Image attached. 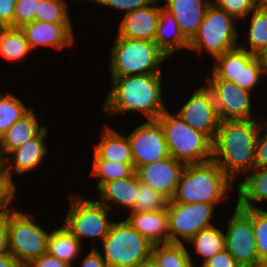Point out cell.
Returning a JSON list of instances; mask_svg holds the SVG:
<instances>
[{
  "mask_svg": "<svg viewBox=\"0 0 267 267\" xmlns=\"http://www.w3.org/2000/svg\"><path fill=\"white\" fill-rule=\"evenodd\" d=\"M110 79H112L111 89L101 108L108 116L142 112L147 120H157L167 109L162 97L161 73Z\"/></svg>",
  "mask_w": 267,
  "mask_h": 267,
  "instance_id": "obj_1",
  "label": "cell"
},
{
  "mask_svg": "<svg viewBox=\"0 0 267 267\" xmlns=\"http://www.w3.org/2000/svg\"><path fill=\"white\" fill-rule=\"evenodd\" d=\"M261 121L262 118L220 121L212 142L213 160L233 182L238 175H246L254 169Z\"/></svg>",
  "mask_w": 267,
  "mask_h": 267,
  "instance_id": "obj_2",
  "label": "cell"
},
{
  "mask_svg": "<svg viewBox=\"0 0 267 267\" xmlns=\"http://www.w3.org/2000/svg\"><path fill=\"white\" fill-rule=\"evenodd\" d=\"M233 184L213 159L203 163L186 164L171 201L217 205L228 200L227 194L233 191Z\"/></svg>",
  "mask_w": 267,
  "mask_h": 267,
  "instance_id": "obj_3",
  "label": "cell"
},
{
  "mask_svg": "<svg viewBox=\"0 0 267 267\" xmlns=\"http://www.w3.org/2000/svg\"><path fill=\"white\" fill-rule=\"evenodd\" d=\"M110 53V77L162 73L161 64L169 58L153 41L116 36Z\"/></svg>",
  "mask_w": 267,
  "mask_h": 267,
  "instance_id": "obj_4",
  "label": "cell"
},
{
  "mask_svg": "<svg viewBox=\"0 0 267 267\" xmlns=\"http://www.w3.org/2000/svg\"><path fill=\"white\" fill-rule=\"evenodd\" d=\"M157 120L163 129L170 156L185 164L213 159V141L191 128L176 113L171 114L167 108Z\"/></svg>",
  "mask_w": 267,
  "mask_h": 267,
  "instance_id": "obj_5",
  "label": "cell"
},
{
  "mask_svg": "<svg viewBox=\"0 0 267 267\" xmlns=\"http://www.w3.org/2000/svg\"><path fill=\"white\" fill-rule=\"evenodd\" d=\"M153 245L126 219L114 221L102 240V258L107 267H137L151 259Z\"/></svg>",
  "mask_w": 267,
  "mask_h": 267,
  "instance_id": "obj_6",
  "label": "cell"
},
{
  "mask_svg": "<svg viewBox=\"0 0 267 267\" xmlns=\"http://www.w3.org/2000/svg\"><path fill=\"white\" fill-rule=\"evenodd\" d=\"M234 21V17L211 3L197 34L189 42V50L201 53L205 49L215 59L238 47L240 33Z\"/></svg>",
  "mask_w": 267,
  "mask_h": 267,
  "instance_id": "obj_7",
  "label": "cell"
},
{
  "mask_svg": "<svg viewBox=\"0 0 267 267\" xmlns=\"http://www.w3.org/2000/svg\"><path fill=\"white\" fill-rule=\"evenodd\" d=\"M24 211L8 213L9 253L21 267L47 252L48 233L41 225L34 222L35 217Z\"/></svg>",
  "mask_w": 267,
  "mask_h": 267,
  "instance_id": "obj_8",
  "label": "cell"
},
{
  "mask_svg": "<svg viewBox=\"0 0 267 267\" xmlns=\"http://www.w3.org/2000/svg\"><path fill=\"white\" fill-rule=\"evenodd\" d=\"M69 209L63 225L81 243L85 238L103 240L114 221L109 220V209L98 200L80 194L69 196Z\"/></svg>",
  "mask_w": 267,
  "mask_h": 267,
  "instance_id": "obj_9",
  "label": "cell"
},
{
  "mask_svg": "<svg viewBox=\"0 0 267 267\" xmlns=\"http://www.w3.org/2000/svg\"><path fill=\"white\" fill-rule=\"evenodd\" d=\"M213 63L211 75L205 79L230 81L250 92L262 76H267L260 58L239 46L216 57Z\"/></svg>",
  "mask_w": 267,
  "mask_h": 267,
  "instance_id": "obj_10",
  "label": "cell"
},
{
  "mask_svg": "<svg viewBox=\"0 0 267 267\" xmlns=\"http://www.w3.org/2000/svg\"><path fill=\"white\" fill-rule=\"evenodd\" d=\"M227 221L226 250L241 267H256L260 263L253 229V208L243 209L237 204Z\"/></svg>",
  "mask_w": 267,
  "mask_h": 267,
  "instance_id": "obj_11",
  "label": "cell"
},
{
  "mask_svg": "<svg viewBox=\"0 0 267 267\" xmlns=\"http://www.w3.org/2000/svg\"><path fill=\"white\" fill-rule=\"evenodd\" d=\"M215 207L216 205L207 203L169 201L167 206L169 243L188 242L202 229L213 226L211 220Z\"/></svg>",
  "mask_w": 267,
  "mask_h": 267,
  "instance_id": "obj_12",
  "label": "cell"
},
{
  "mask_svg": "<svg viewBox=\"0 0 267 267\" xmlns=\"http://www.w3.org/2000/svg\"><path fill=\"white\" fill-rule=\"evenodd\" d=\"M205 82L213 95L221 121L254 119L251 112L252 92L223 79H206Z\"/></svg>",
  "mask_w": 267,
  "mask_h": 267,
  "instance_id": "obj_13",
  "label": "cell"
},
{
  "mask_svg": "<svg viewBox=\"0 0 267 267\" xmlns=\"http://www.w3.org/2000/svg\"><path fill=\"white\" fill-rule=\"evenodd\" d=\"M127 138L134 168L169 157L163 129L158 120H145Z\"/></svg>",
  "mask_w": 267,
  "mask_h": 267,
  "instance_id": "obj_14",
  "label": "cell"
},
{
  "mask_svg": "<svg viewBox=\"0 0 267 267\" xmlns=\"http://www.w3.org/2000/svg\"><path fill=\"white\" fill-rule=\"evenodd\" d=\"M195 90L176 114L191 128L206 134L213 141L221 121L213 95L206 85Z\"/></svg>",
  "mask_w": 267,
  "mask_h": 267,
  "instance_id": "obj_15",
  "label": "cell"
},
{
  "mask_svg": "<svg viewBox=\"0 0 267 267\" xmlns=\"http://www.w3.org/2000/svg\"><path fill=\"white\" fill-rule=\"evenodd\" d=\"M186 164L172 156L135 168L139 182L147 184L169 201L175 195L177 185Z\"/></svg>",
  "mask_w": 267,
  "mask_h": 267,
  "instance_id": "obj_16",
  "label": "cell"
},
{
  "mask_svg": "<svg viewBox=\"0 0 267 267\" xmlns=\"http://www.w3.org/2000/svg\"><path fill=\"white\" fill-rule=\"evenodd\" d=\"M47 128L44 127L36 136L30 138L20 147L11 151L3 159V171L13 181L12 174H23L32 172L43 162V158L47 153L45 137L47 136ZM14 170V171H13Z\"/></svg>",
  "mask_w": 267,
  "mask_h": 267,
  "instance_id": "obj_17",
  "label": "cell"
},
{
  "mask_svg": "<svg viewBox=\"0 0 267 267\" xmlns=\"http://www.w3.org/2000/svg\"><path fill=\"white\" fill-rule=\"evenodd\" d=\"M26 33V40L31 50L39 46L52 47L55 50H62L71 46L74 42V32L72 23H50L36 21L22 26Z\"/></svg>",
  "mask_w": 267,
  "mask_h": 267,
  "instance_id": "obj_18",
  "label": "cell"
},
{
  "mask_svg": "<svg viewBox=\"0 0 267 267\" xmlns=\"http://www.w3.org/2000/svg\"><path fill=\"white\" fill-rule=\"evenodd\" d=\"M158 1L155 0L150 6L124 14L119 23L118 36L154 42L160 16Z\"/></svg>",
  "mask_w": 267,
  "mask_h": 267,
  "instance_id": "obj_19",
  "label": "cell"
},
{
  "mask_svg": "<svg viewBox=\"0 0 267 267\" xmlns=\"http://www.w3.org/2000/svg\"><path fill=\"white\" fill-rule=\"evenodd\" d=\"M163 8L171 13L179 29L190 42L197 34L211 0H163Z\"/></svg>",
  "mask_w": 267,
  "mask_h": 267,
  "instance_id": "obj_20",
  "label": "cell"
},
{
  "mask_svg": "<svg viewBox=\"0 0 267 267\" xmlns=\"http://www.w3.org/2000/svg\"><path fill=\"white\" fill-rule=\"evenodd\" d=\"M126 220L153 244L169 243L167 209L150 212H129Z\"/></svg>",
  "mask_w": 267,
  "mask_h": 267,
  "instance_id": "obj_21",
  "label": "cell"
},
{
  "mask_svg": "<svg viewBox=\"0 0 267 267\" xmlns=\"http://www.w3.org/2000/svg\"><path fill=\"white\" fill-rule=\"evenodd\" d=\"M138 188L139 180L134 173L130 177L104 183L97 190L99 193L97 200L109 210L114 203L130 210L134 205Z\"/></svg>",
  "mask_w": 267,
  "mask_h": 267,
  "instance_id": "obj_22",
  "label": "cell"
},
{
  "mask_svg": "<svg viewBox=\"0 0 267 267\" xmlns=\"http://www.w3.org/2000/svg\"><path fill=\"white\" fill-rule=\"evenodd\" d=\"M154 42L168 57L182 49L189 50V41L181 33L173 15L165 10L162 5L160 6V16Z\"/></svg>",
  "mask_w": 267,
  "mask_h": 267,
  "instance_id": "obj_23",
  "label": "cell"
},
{
  "mask_svg": "<svg viewBox=\"0 0 267 267\" xmlns=\"http://www.w3.org/2000/svg\"><path fill=\"white\" fill-rule=\"evenodd\" d=\"M45 126H40L38 117L31 108L0 137V152L3 159L14 149L36 136Z\"/></svg>",
  "mask_w": 267,
  "mask_h": 267,
  "instance_id": "obj_24",
  "label": "cell"
},
{
  "mask_svg": "<svg viewBox=\"0 0 267 267\" xmlns=\"http://www.w3.org/2000/svg\"><path fill=\"white\" fill-rule=\"evenodd\" d=\"M94 152L103 160L133 163L131 147L127 136L106 125L101 132Z\"/></svg>",
  "mask_w": 267,
  "mask_h": 267,
  "instance_id": "obj_25",
  "label": "cell"
},
{
  "mask_svg": "<svg viewBox=\"0 0 267 267\" xmlns=\"http://www.w3.org/2000/svg\"><path fill=\"white\" fill-rule=\"evenodd\" d=\"M236 204L243 209L258 208V204L267 201V168H254L237 187ZM255 204V205H254Z\"/></svg>",
  "mask_w": 267,
  "mask_h": 267,
  "instance_id": "obj_26",
  "label": "cell"
},
{
  "mask_svg": "<svg viewBox=\"0 0 267 267\" xmlns=\"http://www.w3.org/2000/svg\"><path fill=\"white\" fill-rule=\"evenodd\" d=\"M82 243L64 225L50 231L47 252L73 266L82 251Z\"/></svg>",
  "mask_w": 267,
  "mask_h": 267,
  "instance_id": "obj_27",
  "label": "cell"
},
{
  "mask_svg": "<svg viewBox=\"0 0 267 267\" xmlns=\"http://www.w3.org/2000/svg\"><path fill=\"white\" fill-rule=\"evenodd\" d=\"M32 53L22 27L0 28V55L9 62L25 60Z\"/></svg>",
  "mask_w": 267,
  "mask_h": 267,
  "instance_id": "obj_28",
  "label": "cell"
},
{
  "mask_svg": "<svg viewBox=\"0 0 267 267\" xmlns=\"http://www.w3.org/2000/svg\"><path fill=\"white\" fill-rule=\"evenodd\" d=\"M185 243L154 244L151 259L157 267H196Z\"/></svg>",
  "mask_w": 267,
  "mask_h": 267,
  "instance_id": "obj_29",
  "label": "cell"
},
{
  "mask_svg": "<svg viewBox=\"0 0 267 267\" xmlns=\"http://www.w3.org/2000/svg\"><path fill=\"white\" fill-rule=\"evenodd\" d=\"M187 243L194 246L195 253L203 257V262L226 249L224 232L215 225L202 229Z\"/></svg>",
  "mask_w": 267,
  "mask_h": 267,
  "instance_id": "obj_30",
  "label": "cell"
},
{
  "mask_svg": "<svg viewBox=\"0 0 267 267\" xmlns=\"http://www.w3.org/2000/svg\"><path fill=\"white\" fill-rule=\"evenodd\" d=\"M92 173L97 179V190L106 182L130 177L135 173L133 163H121L101 159L95 152Z\"/></svg>",
  "mask_w": 267,
  "mask_h": 267,
  "instance_id": "obj_31",
  "label": "cell"
},
{
  "mask_svg": "<svg viewBox=\"0 0 267 267\" xmlns=\"http://www.w3.org/2000/svg\"><path fill=\"white\" fill-rule=\"evenodd\" d=\"M249 15L248 46L239 47L257 56L267 46V11L255 8Z\"/></svg>",
  "mask_w": 267,
  "mask_h": 267,
  "instance_id": "obj_32",
  "label": "cell"
},
{
  "mask_svg": "<svg viewBox=\"0 0 267 267\" xmlns=\"http://www.w3.org/2000/svg\"><path fill=\"white\" fill-rule=\"evenodd\" d=\"M30 109L17 96L0 93V137Z\"/></svg>",
  "mask_w": 267,
  "mask_h": 267,
  "instance_id": "obj_33",
  "label": "cell"
},
{
  "mask_svg": "<svg viewBox=\"0 0 267 267\" xmlns=\"http://www.w3.org/2000/svg\"><path fill=\"white\" fill-rule=\"evenodd\" d=\"M169 200L147 184L139 182L136 199L129 212H150L167 209Z\"/></svg>",
  "mask_w": 267,
  "mask_h": 267,
  "instance_id": "obj_34",
  "label": "cell"
},
{
  "mask_svg": "<svg viewBox=\"0 0 267 267\" xmlns=\"http://www.w3.org/2000/svg\"><path fill=\"white\" fill-rule=\"evenodd\" d=\"M69 13V7L65 0H40L35 20L50 23H71Z\"/></svg>",
  "mask_w": 267,
  "mask_h": 267,
  "instance_id": "obj_35",
  "label": "cell"
},
{
  "mask_svg": "<svg viewBox=\"0 0 267 267\" xmlns=\"http://www.w3.org/2000/svg\"><path fill=\"white\" fill-rule=\"evenodd\" d=\"M253 229L260 262L267 260V211L253 208Z\"/></svg>",
  "mask_w": 267,
  "mask_h": 267,
  "instance_id": "obj_36",
  "label": "cell"
},
{
  "mask_svg": "<svg viewBox=\"0 0 267 267\" xmlns=\"http://www.w3.org/2000/svg\"><path fill=\"white\" fill-rule=\"evenodd\" d=\"M217 8L224 10L237 20H245L256 8L255 0H212Z\"/></svg>",
  "mask_w": 267,
  "mask_h": 267,
  "instance_id": "obj_37",
  "label": "cell"
},
{
  "mask_svg": "<svg viewBox=\"0 0 267 267\" xmlns=\"http://www.w3.org/2000/svg\"><path fill=\"white\" fill-rule=\"evenodd\" d=\"M40 0H16L14 9V26L22 27L24 24L33 22L38 12Z\"/></svg>",
  "mask_w": 267,
  "mask_h": 267,
  "instance_id": "obj_38",
  "label": "cell"
},
{
  "mask_svg": "<svg viewBox=\"0 0 267 267\" xmlns=\"http://www.w3.org/2000/svg\"><path fill=\"white\" fill-rule=\"evenodd\" d=\"M15 185L14 181L3 170H0V214H8L13 210V207L10 209L9 204L16 196Z\"/></svg>",
  "mask_w": 267,
  "mask_h": 267,
  "instance_id": "obj_39",
  "label": "cell"
},
{
  "mask_svg": "<svg viewBox=\"0 0 267 267\" xmlns=\"http://www.w3.org/2000/svg\"><path fill=\"white\" fill-rule=\"evenodd\" d=\"M254 168H267V120L263 118L255 146Z\"/></svg>",
  "mask_w": 267,
  "mask_h": 267,
  "instance_id": "obj_40",
  "label": "cell"
},
{
  "mask_svg": "<svg viewBox=\"0 0 267 267\" xmlns=\"http://www.w3.org/2000/svg\"><path fill=\"white\" fill-rule=\"evenodd\" d=\"M155 0H98L100 6H107L129 13L140 8L150 6Z\"/></svg>",
  "mask_w": 267,
  "mask_h": 267,
  "instance_id": "obj_41",
  "label": "cell"
},
{
  "mask_svg": "<svg viewBox=\"0 0 267 267\" xmlns=\"http://www.w3.org/2000/svg\"><path fill=\"white\" fill-rule=\"evenodd\" d=\"M201 265V267H241L226 249L215 254L205 262H202Z\"/></svg>",
  "mask_w": 267,
  "mask_h": 267,
  "instance_id": "obj_42",
  "label": "cell"
},
{
  "mask_svg": "<svg viewBox=\"0 0 267 267\" xmlns=\"http://www.w3.org/2000/svg\"><path fill=\"white\" fill-rule=\"evenodd\" d=\"M16 0H0V28L14 26Z\"/></svg>",
  "mask_w": 267,
  "mask_h": 267,
  "instance_id": "obj_43",
  "label": "cell"
},
{
  "mask_svg": "<svg viewBox=\"0 0 267 267\" xmlns=\"http://www.w3.org/2000/svg\"><path fill=\"white\" fill-rule=\"evenodd\" d=\"M25 267H72V266L46 252L40 255L38 258L32 260Z\"/></svg>",
  "mask_w": 267,
  "mask_h": 267,
  "instance_id": "obj_44",
  "label": "cell"
},
{
  "mask_svg": "<svg viewBox=\"0 0 267 267\" xmlns=\"http://www.w3.org/2000/svg\"><path fill=\"white\" fill-rule=\"evenodd\" d=\"M82 260L80 267H107L102 254L95 245Z\"/></svg>",
  "mask_w": 267,
  "mask_h": 267,
  "instance_id": "obj_45",
  "label": "cell"
},
{
  "mask_svg": "<svg viewBox=\"0 0 267 267\" xmlns=\"http://www.w3.org/2000/svg\"><path fill=\"white\" fill-rule=\"evenodd\" d=\"M9 252L8 214H0V254Z\"/></svg>",
  "mask_w": 267,
  "mask_h": 267,
  "instance_id": "obj_46",
  "label": "cell"
},
{
  "mask_svg": "<svg viewBox=\"0 0 267 267\" xmlns=\"http://www.w3.org/2000/svg\"><path fill=\"white\" fill-rule=\"evenodd\" d=\"M0 267H21L16 259L9 253L0 254Z\"/></svg>",
  "mask_w": 267,
  "mask_h": 267,
  "instance_id": "obj_47",
  "label": "cell"
},
{
  "mask_svg": "<svg viewBox=\"0 0 267 267\" xmlns=\"http://www.w3.org/2000/svg\"><path fill=\"white\" fill-rule=\"evenodd\" d=\"M263 64L264 70L267 74V46L257 55Z\"/></svg>",
  "mask_w": 267,
  "mask_h": 267,
  "instance_id": "obj_48",
  "label": "cell"
},
{
  "mask_svg": "<svg viewBox=\"0 0 267 267\" xmlns=\"http://www.w3.org/2000/svg\"><path fill=\"white\" fill-rule=\"evenodd\" d=\"M256 8L267 11V0H255Z\"/></svg>",
  "mask_w": 267,
  "mask_h": 267,
  "instance_id": "obj_49",
  "label": "cell"
},
{
  "mask_svg": "<svg viewBox=\"0 0 267 267\" xmlns=\"http://www.w3.org/2000/svg\"><path fill=\"white\" fill-rule=\"evenodd\" d=\"M137 267H157L156 264L152 261V259L148 260L147 262H144L140 264Z\"/></svg>",
  "mask_w": 267,
  "mask_h": 267,
  "instance_id": "obj_50",
  "label": "cell"
},
{
  "mask_svg": "<svg viewBox=\"0 0 267 267\" xmlns=\"http://www.w3.org/2000/svg\"><path fill=\"white\" fill-rule=\"evenodd\" d=\"M256 267H267V260L260 262Z\"/></svg>",
  "mask_w": 267,
  "mask_h": 267,
  "instance_id": "obj_51",
  "label": "cell"
},
{
  "mask_svg": "<svg viewBox=\"0 0 267 267\" xmlns=\"http://www.w3.org/2000/svg\"><path fill=\"white\" fill-rule=\"evenodd\" d=\"M0 170H3V157L0 152Z\"/></svg>",
  "mask_w": 267,
  "mask_h": 267,
  "instance_id": "obj_52",
  "label": "cell"
},
{
  "mask_svg": "<svg viewBox=\"0 0 267 267\" xmlns=\"http://www.w3.org/2000/svg\"><path fill=\"white\" fill-rule=\"evenodd\" d=\"M87 1H90V0H87ZM91 1H92L93 3H94V2L96 3L98 0H91Z\"/></svg>",
  "mask_w": 267,
  "mask_h": 267,
  "instance_id": "obj_53",
  "label": "cell"
}]
</instances>
